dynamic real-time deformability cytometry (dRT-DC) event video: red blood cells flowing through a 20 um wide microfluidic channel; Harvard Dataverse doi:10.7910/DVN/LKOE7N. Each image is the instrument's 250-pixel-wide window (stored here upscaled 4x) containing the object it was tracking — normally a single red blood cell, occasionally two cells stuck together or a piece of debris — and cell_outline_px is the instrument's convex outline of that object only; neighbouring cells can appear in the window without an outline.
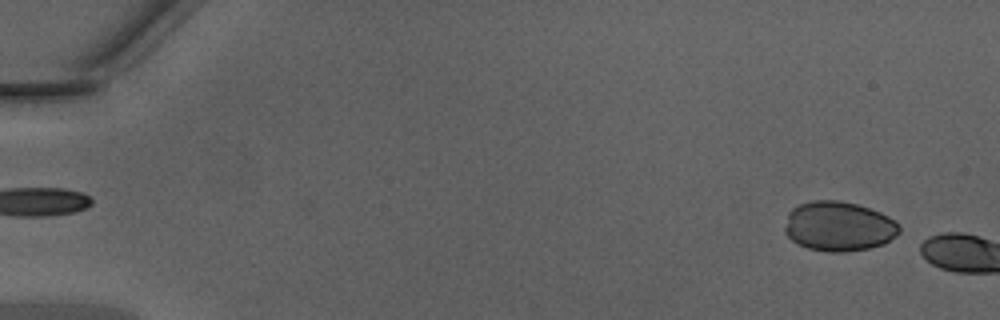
{"species": "Egyptian fruit bat (a non-hibernating species)", "species_latin": "Rousettus aegyptiacus", "temperature_condition": "warm", "stored_images_in_passage": 4, "camera_frame_rate_fps": 3000, "um_per_image_px": 0.085, "animal": {"sex": "male"}, "frame": {"image": 1, "passage_image": 2, "time_ms": 0.333, "image_size_px": [1000, 320], "cell_outline_px": [[900, 232], [896, 236], [884, 244], [868, 248], [848, 252], [828, 252], [808, 248], [796, 244], [784, 232], [784, 228], [788, 212], [792, 208], [800, 204], [812, 200], [840, 200], [856, 204], [880, 212], [896, 220], [900, 224]], "centroid_in_image_um": [71.29, 19.24], "position_along_channel_um": 13.7, "area_um2": 33.52}}